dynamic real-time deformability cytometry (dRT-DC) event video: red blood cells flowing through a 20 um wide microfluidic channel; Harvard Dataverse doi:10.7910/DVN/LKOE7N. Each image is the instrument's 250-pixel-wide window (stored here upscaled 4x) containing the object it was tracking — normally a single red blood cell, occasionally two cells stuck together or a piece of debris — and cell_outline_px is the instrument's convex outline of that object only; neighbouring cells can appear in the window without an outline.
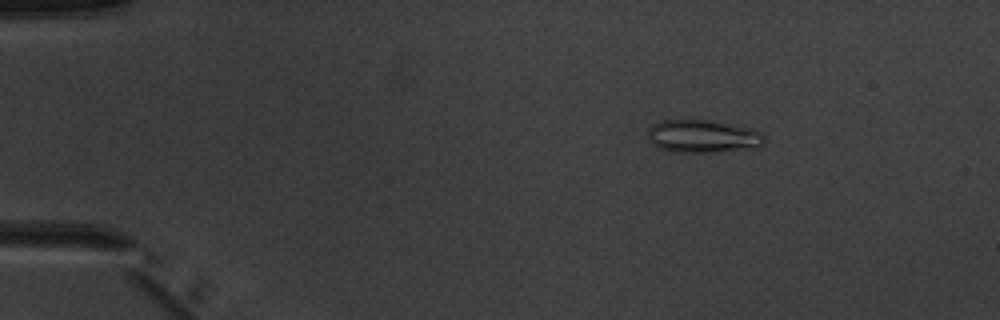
{"species": "common noctule bat (a hibernating species)", "species_latin": "Nyctalus noctula", "temperature_condition": "warm", "stored_images_in_passage": 5, "camera_frame_rate_fps": 3000, "um_per_image_px": 0.085, "animal": {"sex": "male", "body_mass_g": 20.1, "forearm_length_mm": 53.5}, "frame": {"image": 1, "passage_image": 2, "time_ms": 1.333, "image_size_px": [1000, 320], "cell_outline_px": [[764, 144], [756, 148], [720, 152], [676, 152], [660, 148], [652, 144], [648, 140], [648, 132], [652, 124], [660, 120], [712, 120], [748, 128], [760, 132], [764, 136]], "centroid_in_image_um": [59.74, 11.59], "position_along_channel_um": 25.3, "area_um2": 22.43}}
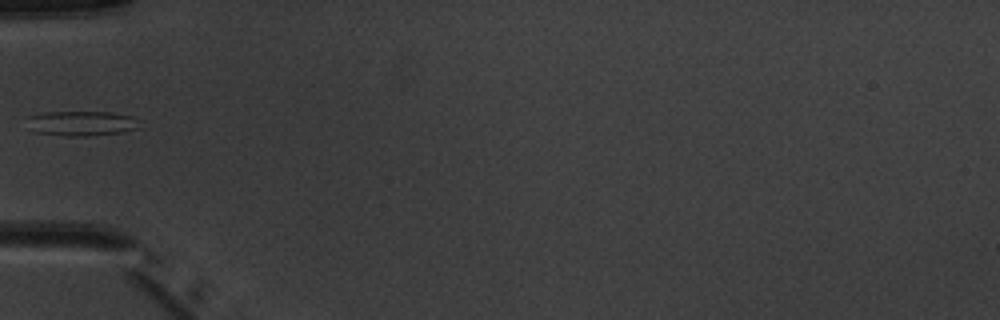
{"frame": {"image": 2, "passage_image": 5, "time_ms": 4.667, "image_size_px": [1000, 320], "cell_outline_px": [[140, 128], [124, 132], [88, 136], [64, 136], [36, 132], [28, 116], [44, 112], [112, 112], [132, 116]], "centroid_in_image_um": [7.0, 10.49], "position_along_channel_um": 78.0, "area_um2": 16.01}}